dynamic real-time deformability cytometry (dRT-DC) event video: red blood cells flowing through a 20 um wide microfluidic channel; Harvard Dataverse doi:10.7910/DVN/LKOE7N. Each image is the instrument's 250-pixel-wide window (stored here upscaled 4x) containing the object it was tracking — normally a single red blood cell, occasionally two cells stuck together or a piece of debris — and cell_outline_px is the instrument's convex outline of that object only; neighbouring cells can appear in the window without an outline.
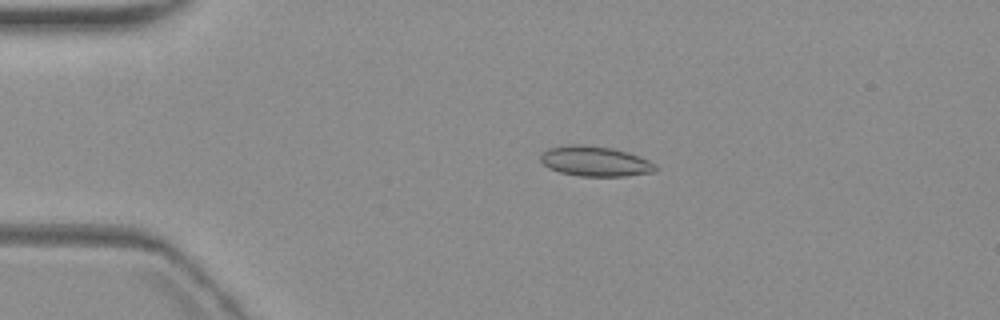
{"species": "common noctule bat (a hibernating species)", "species_latin": "Nyctalus noctula", "temperature_condition": "warm", "stored_images_in_passage": 4, "camera_frame_rate_fps": 3000, "um_per_image_px": 0.085, "animal": {"sex": "female", "body_mass_g": 19.3, "forearm_length_mm": 54.1}, "frame": {"image": 1, "passage_image": 1, "time_ms": 0.0, "image_size_px": [1000, 320], "cell_outline_px": [[660, 168], [656, 172], [628, 176], [580, 176], [560, 172], [548, 168], [540, 160], [540, 156], [548, 148], [572, 144], [580, 144], [612, 148], [628, 152], [640, 156], [656, 164]], "centroid_in_image_um": [50.64, 13.71], "position_along_channel_um": 34.4, "area_um2": 20.35}}
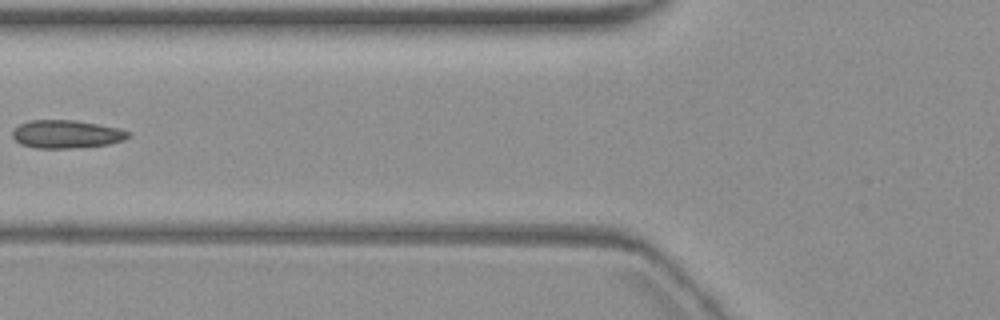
{"frame": {"image": 2, "passage_image": 3, "time_ms": 3.667, "image_size_px": [1000, 320], "cell_outline_px": [[132, 136], [124, 140], [108, 144], [72, 148], [36, 148], [20, 144], [12, 136], [12, 132], [20, 124], [32, 120], [76, 120], [120, 128], [132, 132]], "centroid_in_image_um": [5.7, 11.4], "position_along_channel_um": 120.1, "area_um2": 19.02}}
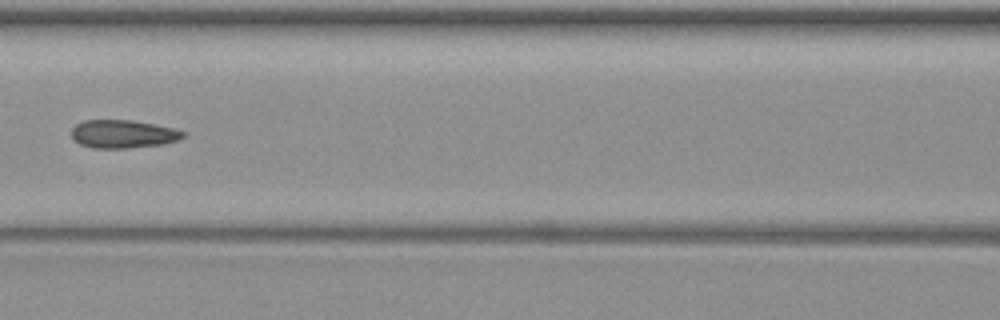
{"frame": {"image": 3, "passage_image": 4, "time_ms": 4.667, "image_size_px": [1000, 320], "cell_outline_px": [[184, 136], [180, 140], [164, 144], [128, 148], [92, 148], [80, 144], [72, 140], [72, 128], [76, 124], [84, 120], [132, 120], [176, 128], [184, 132]], "centroid_in_image_um": [10.46, 11.39], "position_along_channel_um": 156.1, "area_um2": 18.5}}